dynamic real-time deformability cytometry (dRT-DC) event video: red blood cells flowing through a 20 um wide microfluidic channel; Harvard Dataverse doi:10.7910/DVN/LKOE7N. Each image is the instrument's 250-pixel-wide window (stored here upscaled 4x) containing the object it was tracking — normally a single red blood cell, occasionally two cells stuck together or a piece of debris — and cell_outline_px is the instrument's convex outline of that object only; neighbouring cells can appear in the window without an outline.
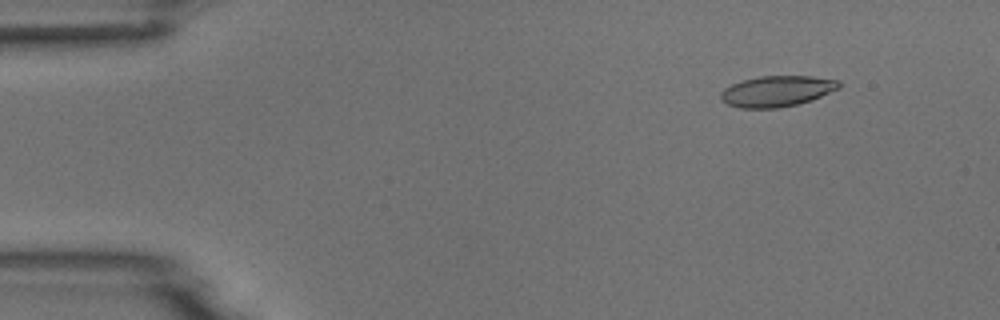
{"species": "common noctule bat (a hibernating species)", "species_latin": "Nyctalus noctula", "temperature_condition": "room temperature", "stored_images_in_passage": 5, "camera_frame_rate_fps": 3000, "um_per_image_px": 0.085, "animal": {"sex": "male", "body_mass_g": 18.8}, "frame": {"image": 1, "passage_image": 2, "time_ms": 1.0, "image_size_px": [1000, 320], "cell_outline_px": [[840, 88], [812, 100], [796, 104], [776, 108], [740, 108], [728, 104], [720, 100], [720, 92], [724, 88], [740, 80], [760, 76], [812, 76], [840, 80]], "centroid_in_image_um": [66.02, 7.74], "position_along_channel_um": 19.0, "area_um2": 21.39}}
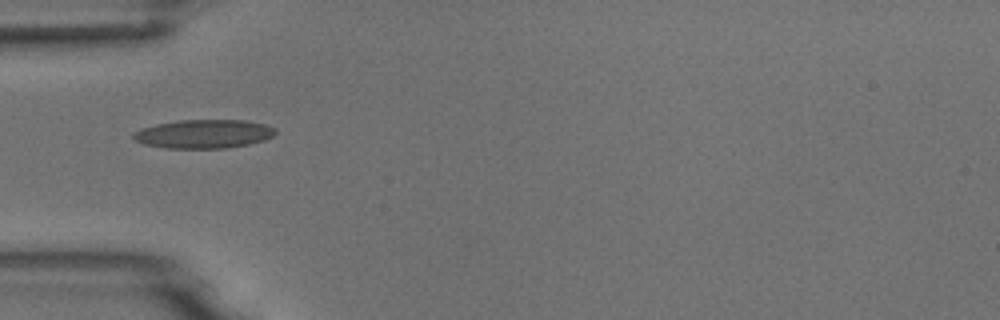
{"frame": {"image": 2, "passage_image": 5, "time_ms": 4.667, "image_size_px": [1000, 320], "cell_outline_px": [[276, 132], [272, 136], [264, 140], [248, 144], [228, 148], [164, 148], [144, 144], [136, 140], [132, 136], [132, 132], [140, 128], [156, 124], [180, 120], [248, 120], [264, 124], [276, 128]], "centroid_in_image_um": [17.31, 11.38], "position_along_channel_um": 67.7, "area_um2": 23.87}}